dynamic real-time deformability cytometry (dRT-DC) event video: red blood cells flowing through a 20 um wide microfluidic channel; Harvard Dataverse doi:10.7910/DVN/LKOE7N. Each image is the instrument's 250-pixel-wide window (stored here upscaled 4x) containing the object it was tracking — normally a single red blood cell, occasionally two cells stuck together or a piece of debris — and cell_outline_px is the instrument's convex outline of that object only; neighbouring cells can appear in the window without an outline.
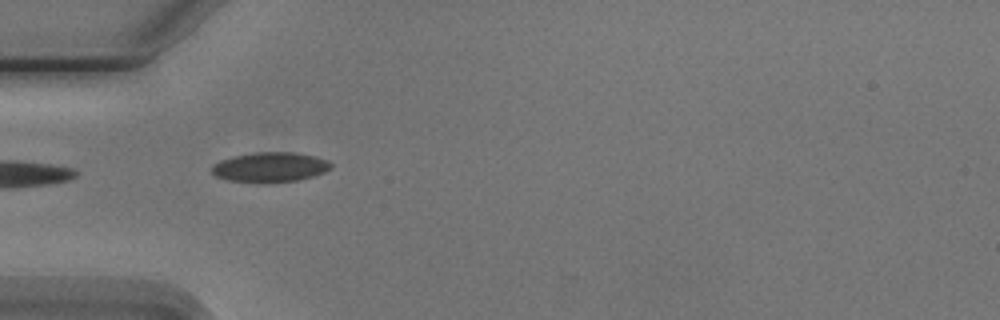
{"species": "Egyptian fruit bat (a non-hibernating species)", "species_latin": "Rousettus aegyptiacus", "temperature_condition": "cold", "stored_images_in_passage": 3, "camera_frame_rate_fps": 3000, "um_per_image_px": 0.085, "animal": {"sex": "male"}, "frame": {"image": 1, "passage_image": 2, "time_ms": 1.333, "image_size_px": [1000, 320], "cell_outline_px": [[332, 168], [324, 172], [312, 176], [296, 180], [268, 184], [260, 184], [228, 180], [216, 176], [212, 172], [212, 164], [220, 160], [236, 156], [260, 152], [296, 152], [328, 160], [332, 164]], "centroid_in_image_um": [22.95, 14.23], "position_along_channel_um": 62.0, "area_um2": 20.87}}
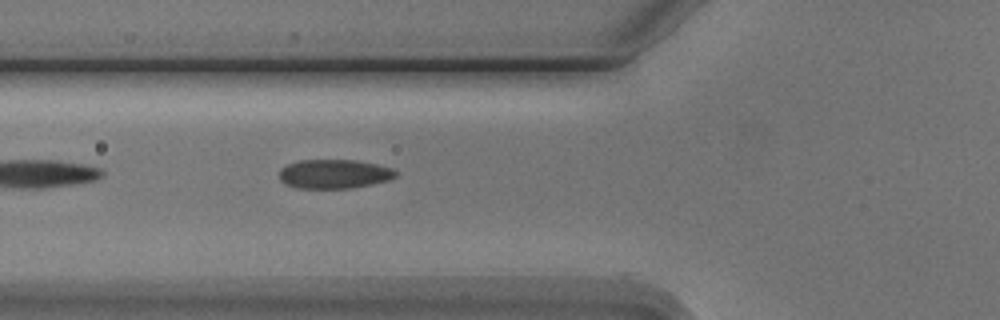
{"frame": {"image": 2, "passage_image": 3, "time_ms": 2.333, "image_size_px": [1000, 320], "cell_outline_px": [[400, 172], [396, 176], [388, 180], [372, 184], [348, 188], [296, 188], [284, 184], [280, 180], [280, 168], [288, 164], [300, 160], [356, 160], [376, 164], [392, 168]], "centroid_in_image_um": [28.4, 14.78], "position_along_channel_um": 97.4, "area_um2": 19.83}}